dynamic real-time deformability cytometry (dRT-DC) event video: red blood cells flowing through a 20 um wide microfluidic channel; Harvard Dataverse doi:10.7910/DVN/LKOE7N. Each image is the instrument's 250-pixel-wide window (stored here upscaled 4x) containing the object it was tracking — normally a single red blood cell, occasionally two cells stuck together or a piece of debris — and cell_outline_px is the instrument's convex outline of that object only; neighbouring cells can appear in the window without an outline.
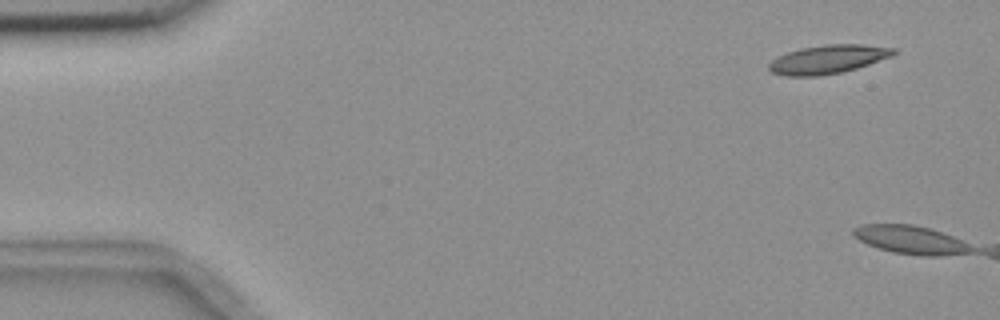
{"species": "common noctule bat (a hibernating species)", "species_latin": "Nyctalus noctula", "temperature_condition": "room temperature", "stored_images_in_passage": 3, "camera_frame_rate_fps": 3000, "um_per_image_px": 0.085, "animal": {"sex": "female", "body_mass_g": 18.4}, "frame": {"image": 1, "passage_image": 1, "time_ms": 0.0, "image_size_px": [1000, 320], "cell_outline_px": [[900, 52], [892, 56], [856, 68], [840, 72], [820, 76], [784, 76], [772, 72], [768, 68], [768, 64], [772, 60], [788, 52], [800, 48], [824, 44], [864, 44], [896, 48]], "centroid_in_image_um": [70.41, 5.03], "position_along_channel_um": 14.6, "area_um2": 20.87}}